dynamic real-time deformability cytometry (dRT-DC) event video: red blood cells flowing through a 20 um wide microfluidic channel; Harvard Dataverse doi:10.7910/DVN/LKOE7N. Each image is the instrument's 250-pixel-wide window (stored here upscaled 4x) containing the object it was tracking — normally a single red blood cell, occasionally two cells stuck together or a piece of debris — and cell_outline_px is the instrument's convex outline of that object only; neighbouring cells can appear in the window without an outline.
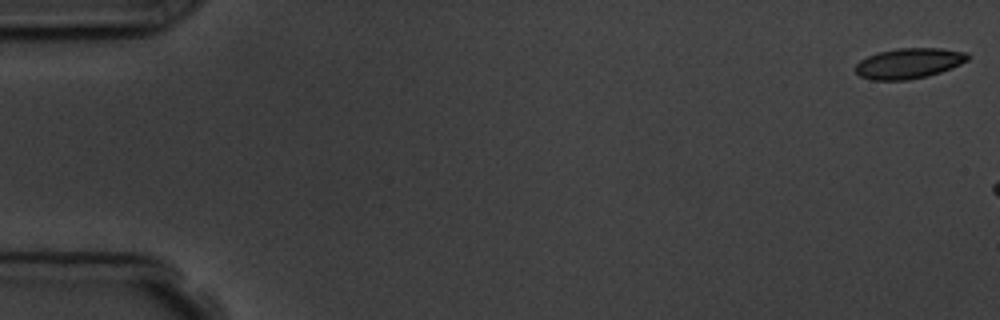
{"species": "common noctule bat (a hibernating species)", "species_latin": "Nyctalus noctula", "temperature_condition": "room temperature", "stored_images_in_passage": 2, "camera_frame_rate_fps": 3000, "um_per_image_px": 0.085, "animal": {"sex": "male", "body_mass_g": 19.5, "forearm_length_mm": 54.6}, "frame": {"image": 1, "passage_image": 2, "time_ms": 2.0, "image_size_px": [1000, 320], "cell_outline_px": [[968, 60], [952, 68], [928, 76], [908, 80], [872, 80], [860, 76], [856, 72], [856, 64], [860, 60], [868, 56], [880, 52], [896, 48], [940, 48], [968, 52]], "centroid_in_image_um": [77.27, 5.38], "position_along_channel_um": 7.7, "area_um2": 19.88}}